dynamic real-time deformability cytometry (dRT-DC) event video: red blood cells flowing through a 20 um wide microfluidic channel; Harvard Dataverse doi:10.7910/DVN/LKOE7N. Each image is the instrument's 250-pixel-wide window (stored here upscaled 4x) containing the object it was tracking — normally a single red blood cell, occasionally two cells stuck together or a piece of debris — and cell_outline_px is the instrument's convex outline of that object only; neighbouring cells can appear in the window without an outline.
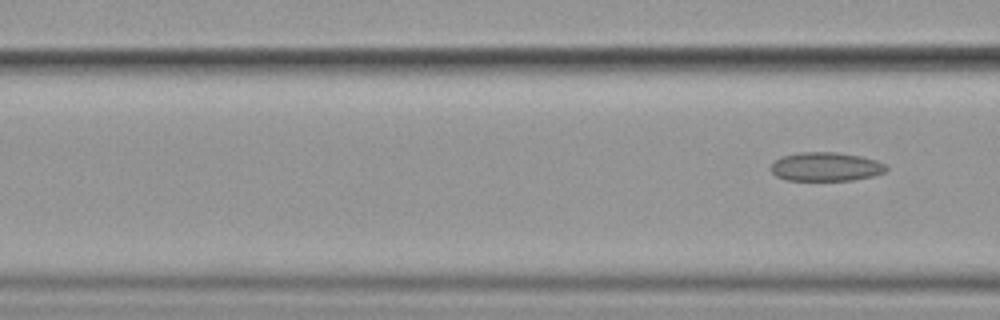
{"species": "common noctule bat (a hibernating species)", "species_latin": "Nyctalus noctula", "temperature_condition": "cold", "stored_images_in_passage": 8, "camera_frame_rate_fps": 3000, "um_per_image_px": 0.085, "animal": {"sex": "female", "body_mass_g": 19.9}, "frame": {"image": 1, "passage_image": 8, "time_ms": 9.0, "image_size_px": [1000, 320], "cell_outline_px": [[888, 168], [884, 172], [872, 176], [852, 180], [788, 180], [776, 176], [768, 168], [780, 156], [800, 152], [836, 152], [860, 156], [876, 160], [884, 164]], "centroid_in_image_um": [70.16, 14.16], "position_along_channel_um": 96.4, "area_um2": 19.36}}